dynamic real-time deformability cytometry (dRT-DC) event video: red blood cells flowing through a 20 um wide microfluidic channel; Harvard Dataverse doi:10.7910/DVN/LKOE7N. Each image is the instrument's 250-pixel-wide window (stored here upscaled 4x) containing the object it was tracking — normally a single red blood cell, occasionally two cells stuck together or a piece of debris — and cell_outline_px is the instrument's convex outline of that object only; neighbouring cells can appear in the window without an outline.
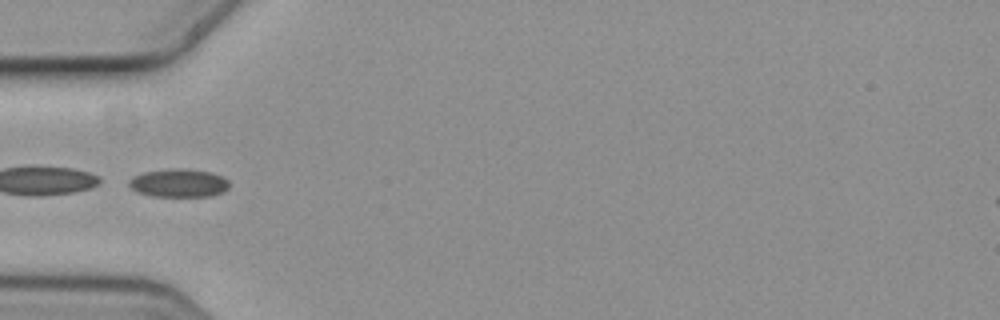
{"species": "common noctule bat (a hibernating species)", "species_latin": "Nyctalus noctula", "temperature_condition": "cold", "stored_images_in_passage": 3, "camera_frame_rate_fps": 3000, "um_per_image_px": 0.085, "animal": {"sex": "female", "body_mass_g": 19.3, "forearm_length_mm": 54.1}, "frame": {"image": 1, "passage_image": 3, "time_ms": 0.667, "image_size_px": [1000, 320], "cell_outline_px": [[228, 188], [224, 192], [212, 196], [152, 196], [136, 192], [128, 184], [132, 176], [144, 172], [168, 168], [184, 168], [212, 172], [228, 180]], "centroid_in_image_um": [15.19, 15.55], "position_along_channel_um": 69.8, "area_um2": 16.65}}